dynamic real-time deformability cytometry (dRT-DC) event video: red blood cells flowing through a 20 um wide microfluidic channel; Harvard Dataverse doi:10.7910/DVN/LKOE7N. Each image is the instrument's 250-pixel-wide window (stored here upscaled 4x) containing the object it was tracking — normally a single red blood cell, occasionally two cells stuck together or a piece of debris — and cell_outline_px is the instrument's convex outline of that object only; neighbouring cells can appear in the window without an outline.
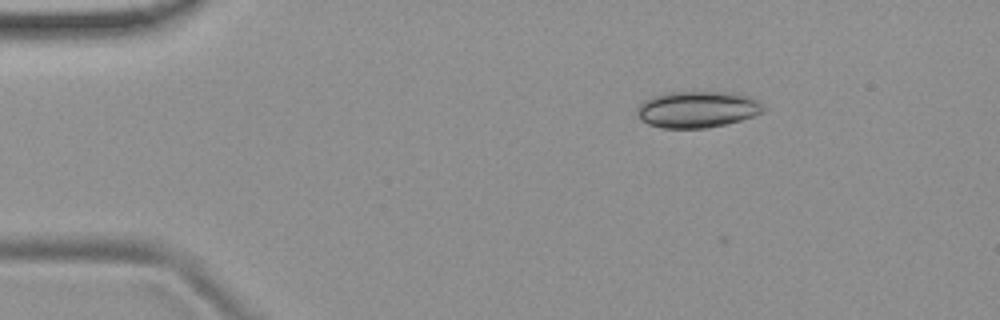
{"species": "common noctule bat (a hibernating species)", "species_latin": "Nyctalus noctula", "temperature_condition": "room temperature", "stored_images_in_passage": 12, "camera_frame_rate_fps": 3000, "um_per_image_px": 0.085, "animal": {"sex": "female", "body_mass_g": 19.9}, "frame": {"image": 1, "passage_image": 10, "time_ms": 3.0, "image_size_px": [1000, 320], "cell_outline_px": [[764, 112], [740, 120], [708, 128], [660, 128], [648, 124], [636, 112], [636, 108], [644, 100], [652, 96], [664, 92], [736, 92], [748, 96], [764, 104]], "centroid_in_image_um": [59.27, 9.29], "position_along_channel_um": 25.7, "area_um2": 26.93}}